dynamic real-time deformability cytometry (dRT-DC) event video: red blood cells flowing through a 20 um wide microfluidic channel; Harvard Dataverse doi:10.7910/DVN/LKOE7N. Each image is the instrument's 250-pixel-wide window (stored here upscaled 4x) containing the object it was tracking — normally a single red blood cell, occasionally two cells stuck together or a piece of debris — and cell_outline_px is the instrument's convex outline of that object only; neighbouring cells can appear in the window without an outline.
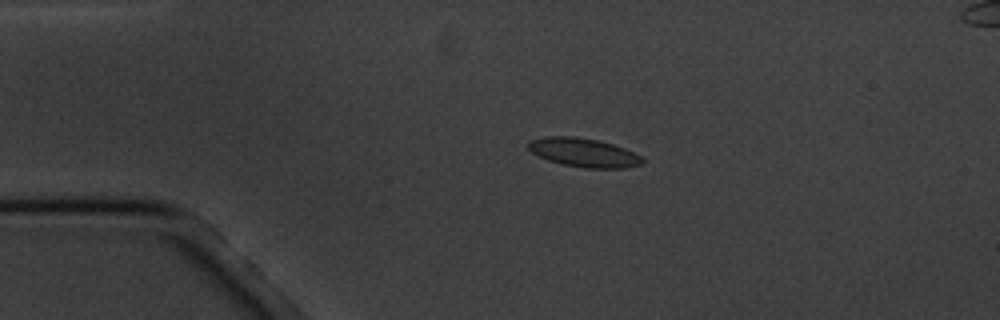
{"species": "common noctule bat (a hibernating species)", "species_latin": "Nyctalus noctula", "temperature_condition": "cold", "stored_images_in_passage": 5, "segment_of_instrument_passage": [1, 2], "camera_frame_rate_fps": 3000, "um_per_image_px": 0.085, "animal": {"sex": "male", "body_mass_g": 20.1, "forearm_length_mm": 53.5}, "frame": {"image": 1, "passage_image": 3, "time_ms": 2.333, "image_size_px": [1000, 320], "cell_outline_px": [[644, 160], [640, 164], [624, 168], [584, 168], [564, 164], [548, 160], [532, 152], [528, 148], [528, 140], [544, 136], [576, 136], [596, 140], [612, 144], [624, 148], [640, 156]], "centroid_in_image_um": [49.57, 12.95], "position_along_channel_um": 35.4, "area_um2": 18.96}}